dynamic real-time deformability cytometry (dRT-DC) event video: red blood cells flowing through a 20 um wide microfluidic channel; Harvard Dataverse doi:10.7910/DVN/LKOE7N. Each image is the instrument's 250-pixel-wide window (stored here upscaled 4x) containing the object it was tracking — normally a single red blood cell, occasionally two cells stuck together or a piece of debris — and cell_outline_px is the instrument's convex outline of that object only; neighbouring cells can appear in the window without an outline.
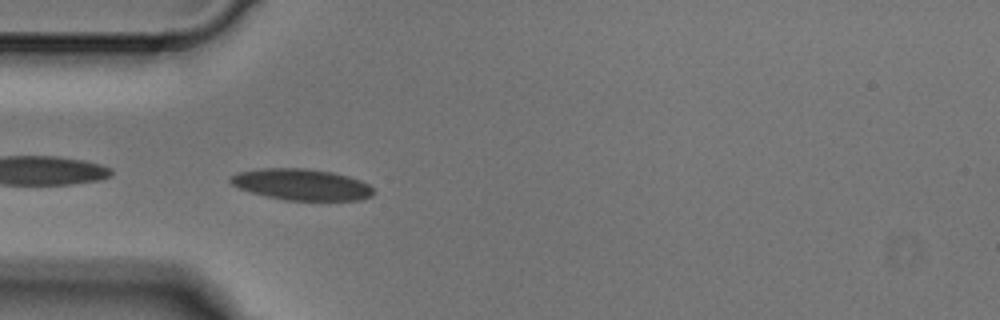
{"species": "Egyptian fruit bat (a non-hibernating species)", "species_latin": "Rousettus aegyptiacus", "temperature_condition": "cold", "stored_images_in_passage": 4, "camera_frame_rate_fps": 3000, "um_per_image_px": 0.085, "animal": {"sex": "male"}, "frame": {"image": 1, "passage_image": 4, "time_ms": 1.0, "image_size_px": [1000, 320], "cell_outline_px": [[372, 196], [360, 200], [284, 200], [252, 192], [240, 188], [232, 184], [228, 180], [236, 172], [264, 168], [304, 168], [332, 172], [348, 176], [360, 180], [368, 184], [372, 188]], "centroid_in_image_um": [25.63, 15.68], "position_along_channel_um": 59.4, "area_um2": 25.84}}